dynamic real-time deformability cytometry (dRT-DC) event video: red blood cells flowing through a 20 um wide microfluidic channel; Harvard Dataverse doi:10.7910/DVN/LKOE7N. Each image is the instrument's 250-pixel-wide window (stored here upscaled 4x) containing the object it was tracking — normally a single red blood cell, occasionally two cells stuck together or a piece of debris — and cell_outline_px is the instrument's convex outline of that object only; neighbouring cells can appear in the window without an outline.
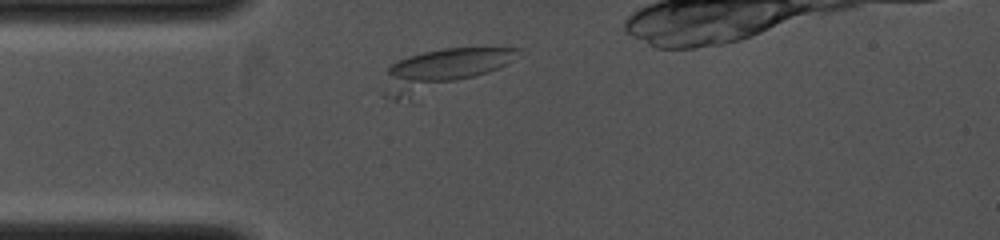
{"species": "common noctule bat (a hibernating species)", "species_latin": "Nyctalus noctula", "temperature_condition": "cold", "stored_images_in_passage": 25, "camera_frame_rate_fps": 4000, "um_per_image_px": 0.085, "animal": {"sex": "female", "body_mass_g": 19.0, "forearm_length_mm": 53.3}, "frame": {"image": 1, "passage_image": 6, "time_ms": 0.75, "image_size_px": [1000, 240], "cell_outline_px": [[524, 48], [516, 60], [508, 64], [488, 72], [412, 100], [396, 100], [380, 96], [380, 92], [388, 68], [396, 60], [408, 56], [424, 52], [444, 48]], "centroid_in_image_um": [37.53, 5.95], "position_along_channel_um": 47.5, "area_um2": 32.08}}